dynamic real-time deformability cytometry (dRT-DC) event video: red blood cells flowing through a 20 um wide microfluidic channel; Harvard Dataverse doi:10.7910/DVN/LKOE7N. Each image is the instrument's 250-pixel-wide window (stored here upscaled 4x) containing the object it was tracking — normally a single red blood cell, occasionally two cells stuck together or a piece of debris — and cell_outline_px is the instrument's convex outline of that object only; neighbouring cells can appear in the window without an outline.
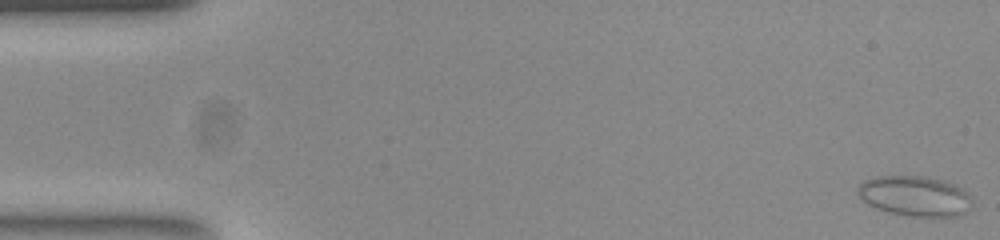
{"species": "common noctule bat (a hibernating species)", "species_latin": "Nyctalus noctula", "temperature_condition": "room temperature", "stored_images_in_passage": 54, "segment_of_instrument_passage": [1, 2], "camera_frame_rate_fps": 3000, "um_per_image_px": 0.085, "animal": {"sex": "female", "body_mass_g": 23.0, "forearm_length_mm": 53.4}, "frame": {"image": 1, "passage_image": 1, "time_ms": 0.0, "image_size_px": [1000, 240], "cell_outline_px": [[972, 200], [968, 208], [964, 212], [956, 216], [904, 216], [888, 212], [876, 208], [868, 204], [860, 196], [860, 184], [864, 180], [876, 176], [924, 176], [940, 180], [952, 184], [960, 188]], "centroid_in_image_um": [77.73, 16.67], "position_along_channel_um": 7.3, "area_um2": 26.24}}
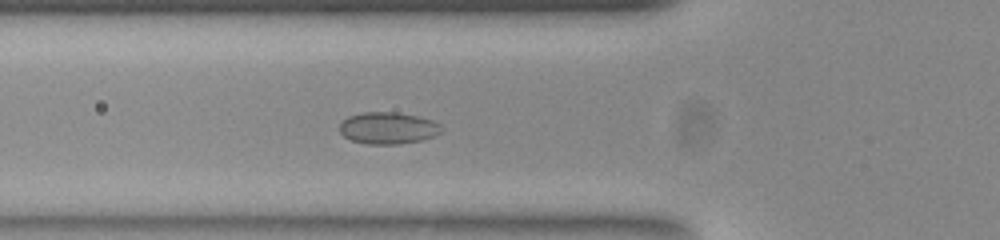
{"frame": {"image": 2, "passage_image": 19, "time_ms": 6.0, "image_size_px": [1000, 240], "cell_outline_px": [[444, 128], [436, 136], [424, 140], [400, 144], [368, 144], [352, 140], [344, 136], [340, 132], [340, 124], [348, 116], [364, 112], [396, 112], [416, 116], [432, 120], [440, 124]], "centroid_in_image_um": [33.02, 10.89], "position_along_channel_um": 92.8, "area_um2": 18.96}}
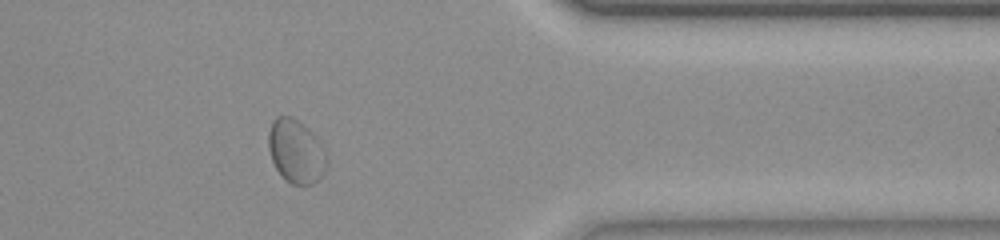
{"frame": {"image": 3, "passage_image": 44, "time_ms": 14.333, "image_size_px": [1000, 240], "cell_outline_px": [[324, 168], [320, 176], [312, 184], [292, 184], [276, 168], [272, 160], [268, 148], [268, 132], [272, 120], [276, 116], [292, 116], [304, 124], [312, 132], [320, 144], [324, 152]], "centroid_in_image_um": [25.09, 12.8], "position_along_channel_um": 386.3, "area_um2": 20.98}}